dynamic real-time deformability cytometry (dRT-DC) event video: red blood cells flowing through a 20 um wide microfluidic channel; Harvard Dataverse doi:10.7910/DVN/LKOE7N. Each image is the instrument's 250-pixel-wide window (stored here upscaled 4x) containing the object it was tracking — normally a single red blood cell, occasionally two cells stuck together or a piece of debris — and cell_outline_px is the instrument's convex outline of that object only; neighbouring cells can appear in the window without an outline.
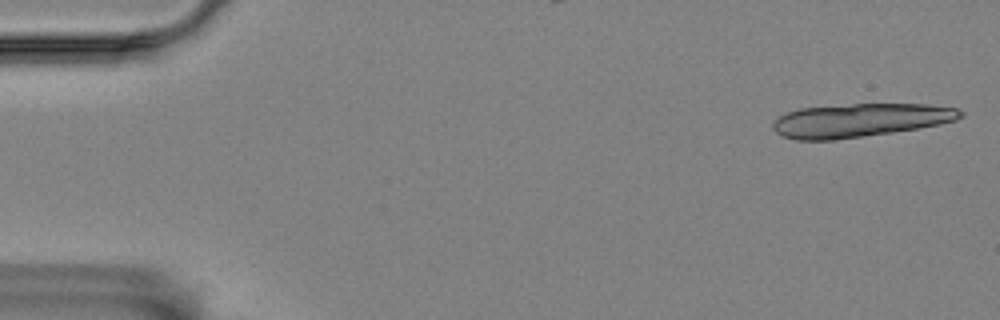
{"species": "Egyptian fruit bat (a non-hibernating species)", "species_latin": "Rousettus aegyptiacus", "temperature_condition": "room temperature", "stored_images_in_passage": 13, "camera_frame_rate_fps": 3000, "um_per_image_px": 0.085, "animal": {"sex": "female"}, "frame": {"image": 1, "passage_image": 1, "time_ms": 0.0, "image_size_px": [1000, 320], "cell_outline_px": [[964, 116], [956, 120], [940, 124], [892, 132], [836, 140], [796, 140], [784, 136], [776, 132], [772, 128], [772, 124], [780, 116], [788, 112], [800, 108], [852, 104], [928, 104], [960, 108], [964, 112]], "centroid_in_image_um": [73.14, 10.22], "position_along_channel_um": 11.9, "area_um2": 36.59}}